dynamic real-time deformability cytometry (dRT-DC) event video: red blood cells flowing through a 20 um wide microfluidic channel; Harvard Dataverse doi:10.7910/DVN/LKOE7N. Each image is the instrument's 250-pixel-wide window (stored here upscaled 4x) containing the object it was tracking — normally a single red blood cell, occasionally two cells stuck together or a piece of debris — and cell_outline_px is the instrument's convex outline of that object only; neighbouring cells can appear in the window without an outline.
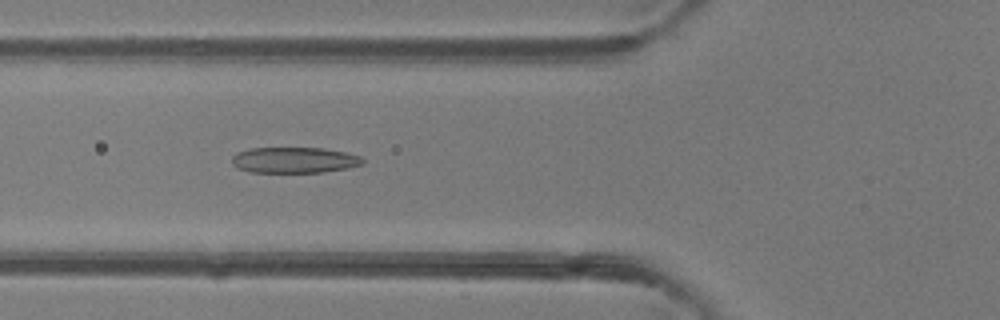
{"species": "common noctule bat (a hibernating species)", "species_latin": "Nyctalus noctula", "temperature_condition": "room temperature", "stored_images_in_passage": 5, "camera_frame_rate_fps": 3000, "um_per_image_px": 0.085, "animal": {"sex": "female"}, "frame": {"image": 1, "passage_image": 2, "time_ms": 1.0, "image_size_px": [1000, 320], "cell_outline_px": [[364, 164], [348, 168], [324, 172], [248, 172], [232, 164], [232, 156], [236, 152], [248, 148], [324, 148], [344, 152], [360, 156], [364, 160]], "centroid_in_image_um": [25.01, 13.6], "position_along_channel_um": 100.8, "area_um2": 19.77}}
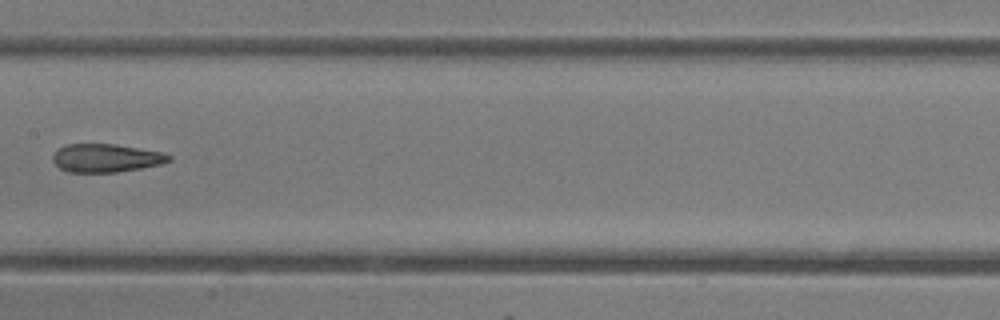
{"frame": {"image": 2, "passage_image": 4, "time_ms": 3.333, "image_size_px": [1000, 320], "cell_outline_px": [[172, 160], [164, 164], [116, 172], [68, 172], [60, 168], [52, 160], [52, 156], [60, 148], [68, 144], [116, 144], [164, 152], [172, 156]], "centroid_in_image_um": [9.07, 13.43], "position_along_channel_um": 198.3, "area_um2": 19.19}}
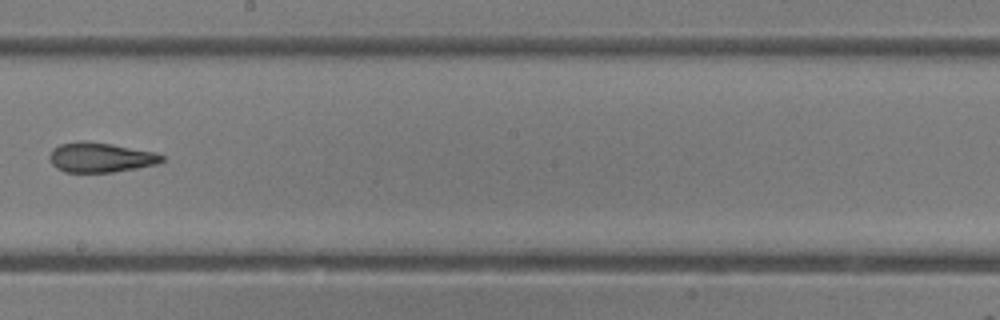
{"frame": {"image": 3, "passage_image": 5, "time_ms": 4.333, "image_size_px": [1000, 320], "cell_outline_px": [[164, 160], [156, 164], [136, 168], [112, 172], [64, 172], [56, 168], [52, 164], [48, 156], [52, 148], [60, 144], [80, 140], [84, 140], [112, 144], [156, 152], [164, 156]], "centroid_in_image_um": [8.51, 13.37], "position_along_channel_um": 239.7, "area_um2": 19.65}}